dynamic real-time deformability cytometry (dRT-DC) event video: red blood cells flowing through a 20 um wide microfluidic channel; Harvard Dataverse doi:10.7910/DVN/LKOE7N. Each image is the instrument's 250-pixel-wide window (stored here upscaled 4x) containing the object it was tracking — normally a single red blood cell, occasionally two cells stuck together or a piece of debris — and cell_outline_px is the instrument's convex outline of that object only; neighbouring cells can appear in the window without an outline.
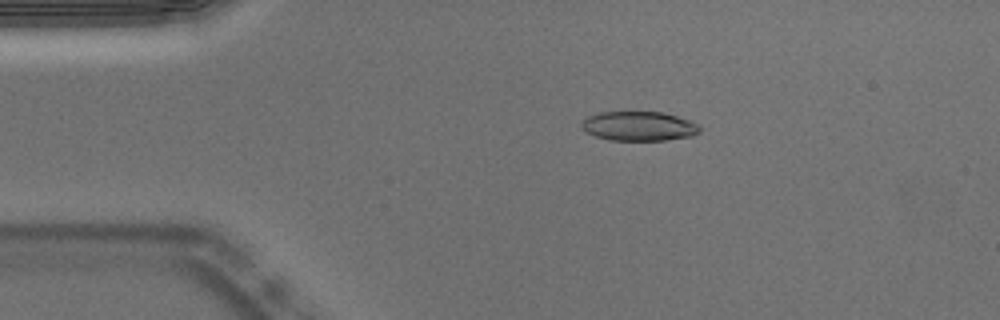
{"species": "Egyptian fruit bat (a non-hibernating species)", "species_latin": "Rousettus aegyptiacus", "temperature_condition": "warm", "stored_images_in_passage": 52, "camera_frame_rate_fps": 3000, "um_per_image_px": 0.085, "animal": {"sex": "male"}, "frame": {"image": 1, "passage_image": 9, "time_ms": 2.667, "image_size_px": [1000, 320], "cell_outline_px": [[700, 132], [692, 136], [664, 140], [608, 140], [596, 136], [588, 132], [580, 124], [588, 116], [600, 112], [664, 112], [692, 120], [700, 128]], "centroid_in_image_um": [54.34, 10.71], "position_along_channel_um": 30.7, "area_um2": 20.17}}
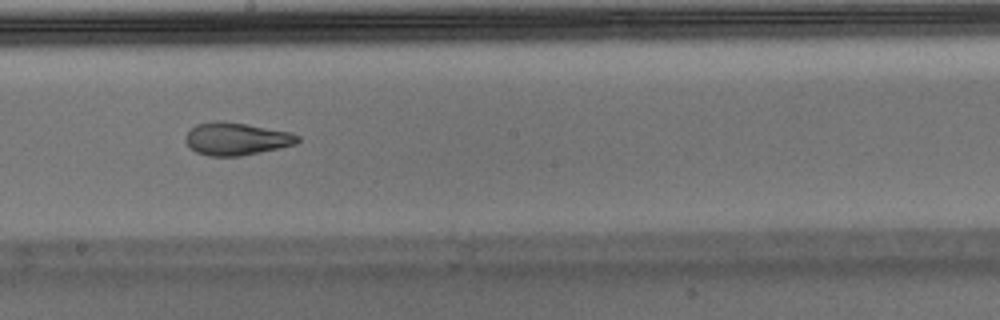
{"frame": {"image": 2, "passage_image": 28, "time_ms": 9.0, "image_size_px": [1000, 320], "cell_outline_px": [[300, 140], [296, 144], [280, 148], [240, 156], [208, 156], [196, 152], [188, 148], [184, 140], [184, 136], [196, 124], [216, 120], [220, 120], [292, 132], [300, 136]], "centroid_in_image_um": [20.06, 11.8], "position_along_channel_um": 228.1, "area_um2": 21.5}}
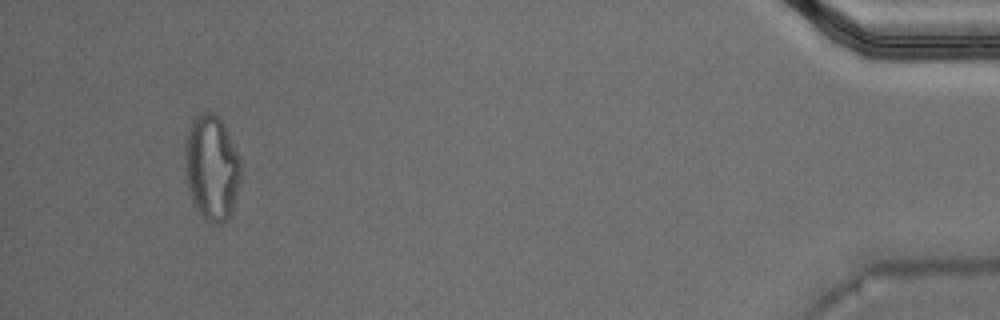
{"frame": {"image": 3, "passage_image": 49, "time_ms": 16.0, "image_size_px": [1000, 320], "cell_outline_px": [[240, 180], [232, 212], [228, 220], [220, 224], [208, 224], [204, 220], [192, 204], [184, 180], [184, 144], [192, 120], [196, 116], [204, 112], [216, 112], [220, 116], [224, 124], [240, 160]], "centroid_in_image_um": [17.95, 14.3], "position_along_channel_um": 417.2, "area_um2": 35.2}, "authors_computed_cell_mechanics": {"area_um2": 21.6461, "velocity_mm_per_s": 3.7709, "shape_relaxation_time_tau1_ms": null, "shape_relaxation_time_tau2_ms": 2.0733, "deformation_change_tau1": null, "deformation_change_tau2": 0.0838}}